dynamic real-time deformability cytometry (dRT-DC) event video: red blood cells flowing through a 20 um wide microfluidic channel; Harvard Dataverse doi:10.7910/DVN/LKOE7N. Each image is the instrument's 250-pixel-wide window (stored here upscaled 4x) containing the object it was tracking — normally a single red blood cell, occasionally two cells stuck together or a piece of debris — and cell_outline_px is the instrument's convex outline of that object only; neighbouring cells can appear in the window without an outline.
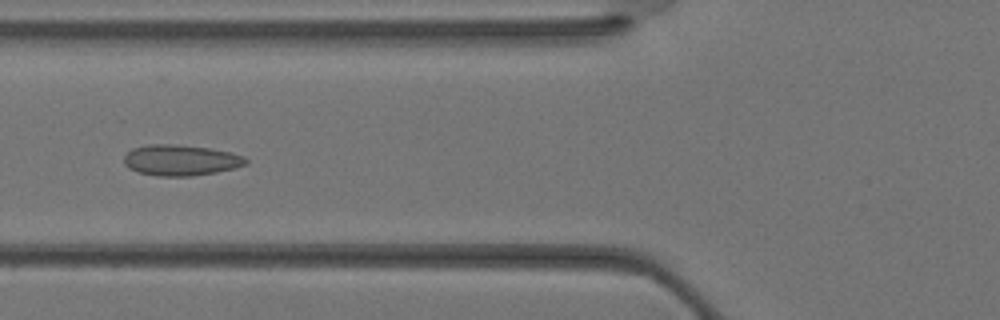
{"species": "Egyptian fruit bat (a non-hibernating species)", "species_latin": "Rousettus aegyptiacus", "temperature_condition": "warm", "stored_images_in_passage": 36, "camera_frame_rate_fps": 3000, "um_per_image_px": 0.085, "animal": {"sex": "female"}, "frame": {"image": 1, "passage_image": 14, "time_ms": 4.333, "image_size_px": [1000, 320], "cell_outline_px": [[248, 164], [216, 172], [192, 176], [156, 176], [140, 172], [128, 168], [124, 164], [124, 156], [132, 148], [148, 144], [172, 144], [208, 148], [232, 152], [244, 156], [248, 160]], "centroid_in_image_um": [15.36, 13.61], "position_along_channel_um": 110.4, "area_um2": 21.91}}
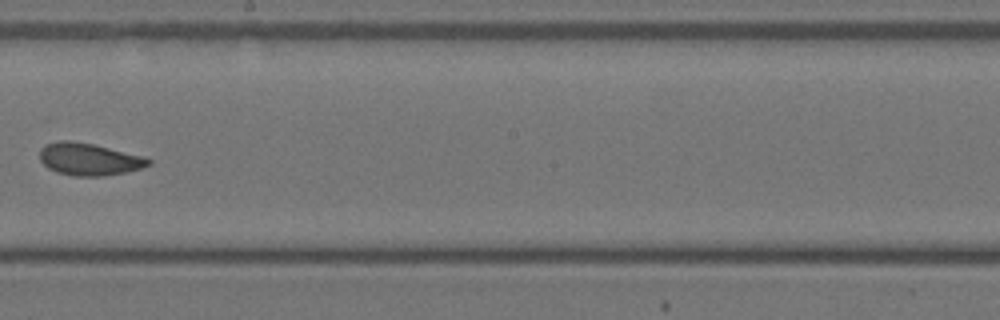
{"frame": {"image": 2, "passage_image": 21, "time_ms": 6.667, "image_size_px": [1000, 320], "cell_outline_px": [[152, 164], [140, 168], [124, 172], [104, 176], [72, 176], [56, 172], [48, 168], [40, 160], [40, 148], [44, 144], [60, 140], [68, 140], [92, 144], [144, 156], [152, 160]], "centroid_in_image_um": [7.55, 13.53], "position_along_channel_um": 240.7, "area_um2": 20.46}}
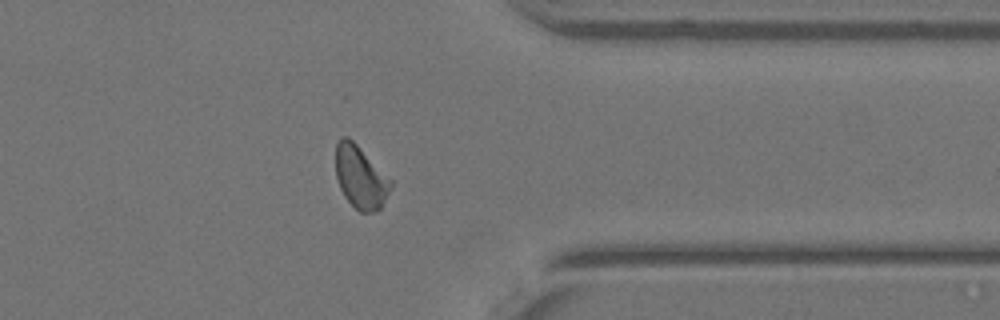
{"frame": {"image": 3, "passage_image": 29, "time_ms": 9.333, "image_size_px": [1000, 320], "cell_outline_px": [[392, 184], [380, 208], [376, 212], [360, 212], [344, 196], [340, 188], [336, 176], [336, 144], [340, 136], [348, 136], [392, 180]], "centroid_in_image_um": [30.62, 15.05], "position_along_channel_um": 380.8, "area_um2": 19.83}}